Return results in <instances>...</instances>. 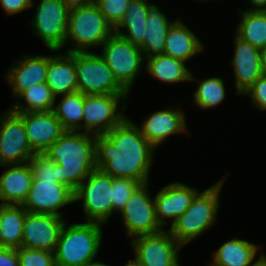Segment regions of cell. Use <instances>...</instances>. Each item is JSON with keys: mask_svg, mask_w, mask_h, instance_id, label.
<instances>
[{"mask_svg": "<svg viewBox=\"0 0 266 266\" xmlns=\"http://www.w3.org/2000/svg\"><path fill=\"white\" fill-rule=\"evenodd\" d=\"M155 149L126 117L105 135L95 136V166L112 177L146 183Z\"/></svg>", "mask_w": 266, "mask_h": 266, "instance_id": "obj_1", "label": "cell"}, {"mask_svg": "<svg viewBox=\"0 0 266 266\" xmlns=\"http://www.w3.org/2000/svg\"><path fill=\"white\" fill-rule=\"evenodd\" d=\"M44 154L58 164L59 183L75 192L96 169L95 135L65 131Z\"/></svg>", "mask_w": 266, "mask_h": 266, "instance_id": "obj_2", "label": "cell"}, {"mask_svg": "<svg viewBox=\"0 0 266 266\" xmlns=\"http://www.w3.org/2000/svg\"><path fill=\"white\" fill-rule=\"evenodd\" d=\"M102 224L86 222L63 224L54 252L56 266H88L99 252Z\"/></svg>", "mask_w": 266, "mask_h": 266, "instance_id": "obj_3", "label": "cell"}, {"mask_svg": "<svg viewBox=\"0 0 266 266\" xmlns=\"http://www.w3.org/2000/svg\"><path fill=\"white\" fill-rule=\"evenodd\" d=\"M223 179L203 192H198L190 207L170 225L171 235L182 246L200 237L218 221L216 216L220 206L219 195L225 181V178Z\"/></svg>", "mask_w": 266, "mask_h": 266, "instance_id": "obj_4", "label": "cell"}, {"mask_svg": "<svg viewBox=\"0 0 266 266\" xmlns=\"http://www.w3.org/2000/svg\"><path fill=\"white\" fill-rule=\"evenodd\" d=\"M113 33V27L95 3L71 8L65 44L71 41L74 47L67 52H89L88 49L101 46Z\"/></svg>", "mask_w": 266, "mask_h": 266, "instance_id": "obj_5", "label": "cell"}, {"mask_svg": "<svg viewBox=\"0 0 266 266\" xmlns=\"http://www.w3.org/2000/svg\"><path fill=\"white\" fill-rule=\"evenodd\" d=\"M78 91L84 95H128L118 83L105 60L96 53L75 52Z\"/></svg>", "mask_w": 266, "mask_h": 266, "instance_id": "obj_6", "label": "cell"}, {"mask_svg": "<svg viewBox=\"0 0 266 266\" xmlns=\"http://www.w3.org/2000/svg\"><path fill=\"white\" fill-rule=\"evenodd\" d=\"M101 47L102 54L99 55L105 60L118 83L129 93L145 61L140 47L115 33Z\"/></svg>", "mask_w": 266, "mask_h": 266, "instance_id": "obj_7", "label": "cell"}, {"mask_svg": "<svg viewBox=\"0 0 266 266\" xmlns=\"http://www.w3.org/2000/svg\"><path fill=\"white\" fill-rule=\"evenodd\" d=\"M112 181V176L96 168L75 190L74 202L83 200L87 222L108 223L113 214Z\"/></svg>", "mask_w": 266, "mask_h": 266, "instance_id": "obj_8", "label": "cell"}, {"mask_svg": "<svg viewBox=\"0 0 266 266\" xmlns=\"http://www.w3.org/2000/svg\"><path fill=\"white\" fill-rule=\"evenodd\" d=\"M128 95H84L82 132L92 135H105L125 118L126 102L120 110L119 103ZM84 129V131H83Z\"/></svg>", "mask_w": 266, "mask_h": 266, "instance_id": "obj_9", "label": "cell"}, {"mask_svg": "<svg viewBox=\"0 0 266 266\" xmlns=\"http://www.w3.org/2000/svg\"><path fill=\"white\" fill-rule=\"evenodd\" d=\"M69 8L62 0L40 2L30 25L50 51H59L65 46Z\"/></svg>", "mask_w": 266, "mask_h": 266, "instance_id": "obj_10", "label": "cell"}, {"mask_svg": "<svg viewBox=\"0 0 266 266\" xmlns=\"http://www.w3.org/2000/svg\"><path fill=\"white\" fill-rule=\"evenodd\" d=\"M149 182L140 184L122 209L121 219L130 238L155 234L163 230L155 215L154 198L149 195Z\"/></svg>", "mask_w": 266, "mask_h": 266, "instance_id": "obj_11", "label": "cell"}, {"mask_svg": "<svg viewBox=\"0 0 266 266\" xmlns=\"http://www.w3.org/2000/svg\"><path fill=\"white\" fill-rule=\"evenodd\" d=\"M0 119V166L27 163L36 153L29 145L23 119L10 109Z\"/></svg>", "mask_w": 266, "mask_h": 266, "instance_id": "obj_12", "label": "cell"}, {"mask_svg": "<svg viewBox=\"0 0 266 266\" xmlns=\"http://www.w3.org/2000/svg\"><path fill=\"white\" fill-rule=\"evenodd\" d=\"M131 240L134 255L144 266H179V250L183 247L163 229L155 234L139 235Z\"/></svg>", "mask_w": 266, "mask_h": 266, "instance_id": "obj_13", "label": "cell"}, {"mask_svg": "<svg viewBox=\"0 0 266 266\" xmlns=\"http://www.w3.org/2000/svg\"><path fill=\"white\" fill-rule=\"evenodd\" d=\"M74 202V192L57 180L33 181L22 206L29 213L52 214L64 218L62 207Z\"/></svg>", "mask_w": 266, "mask_h": 266, "instance_id": "obj_14", "label": "cell"}, {"mask_svg": "<svg viewBox=\"0 0 266 266\" xmlns=\"http://www.w3.org/2000/svg\"><path fill=\"white\" fill-rule=\"evenodd\" d=\"M65 221L52 214L26 213L21 247L55 252Z\"/></svg>", "mask_w": 266, "mask_h": 266, "instance_id": "obj_15", "label": "cell"}, {"mask_svg": "<svg viewBox=\"0 0 266 266\" xmlns=\"http://www.w3.org/2000/svg\"><path fill=\"white\" fill-rule=\"evenodd\" d=\"M17 114L24 121L29 145L36 154L44 153L65 132L53 111Z\"/></svg>", "mask_w": 266, "mask_h": 266, "instance_id": "obj_16", "label": "cell"}, {"mask_svg": "<svg viewBox=\"0 0 266 266\" xmlns=\"http://www.w3.org/2000/svg\"><path fill=\"white\" fill-rule=\"evenodd\" d=\"M199 191L181 182H174L163 187L154 197L157 222L164 229L167 219L171 225L190 207Z\"/></svg>", "mask_w": 266, "mask_h": 266, "instance_id": "obj_17", "label": "cell"}, {"mask_svg": "<svg viewBox=\"0 0 266 266\" xmlns=\"http://www.w3.org/2000/svg\"><path fill=\"white\" fill-rule=\"evenodd\" d=\"M181 110L168 106L165 110L152 113L144 119L142 127H138L141 134L156 148L170 135L188 132L185 112Z\"/></svg>", "mask_w": 266, "mask_h": 266, "instance_id": "obj_18", "label": "cell"}, {"mask_svg": "<svg viewBox=\"0 0 266 266\" xmlns=\"http://www.w3.org/2000/svg\"><path fill=\"white\" fill-rule=\"evenodd\" d=\"M234 56L231 61L234 68L235 88L237 94H243L262 74L260 63V49L234 37Z\"/></svg>", "mask_w": 266, "mask_h": 266, "instance_id": "obj_19", "label": "cell"}, {"mask_svg": "<svg viewBox=\"0 0 266 266\" xmlns=\"http://www.w3.org/2000/svg\"><path fill=\"white\" fill-rule=\"evenodd\" d=\"M48 55H23L6 73L12 95L16 97L24 90L46 80Z\"/></svg>", "mask_w": 266, "mask_h": 266, "instance_id": "obj_20", "label": "cell"}, {"mask_svg": "<svg viewBox=\"0 0 266 266\" xmlns=\"http://www.w3.org/2000/svg\"><path fill=\"white\" fill-rule=\"evenodd\" d=\"M7 169L0 176L1 205H22L33 182L27 163L3 165Z\"/></svg>", "mask_w": 266, "mask_h": 266, "instance_id": "obj_21", "label": "cell"}, {"mask_svg": "<svg viewBox=\"0 0 266 266\" xmlns=\"http://www.w3.org/2000/svg\"><path fill=\"white\" fill-rule=\"evenodd\" d=\"M67 54L49 55L46 74V84L56 96L66 95L78 91L75 70V52Z\"/></svg>", "mask_w": 266, "mask_h": 266, "instance_id": "obj_22", "label": "cell"}, {"mask_svg": "<svg viewBox=\"0 0 266 266\" xmlns=\"http://www.w3.org/2000/svg\"><path fill=\"white\" fill-rule=\"evenodd\" d=\"M202 41L180 19L169 28L165 38L164 54L186 62L194 55L203 52Z\"/></svg>", "mask_w": 266, "mask_h": 266, "instance_id": "obj_23", "label": "cell"}, {"mask_svg": "<svg viewBox=\"0 0 266 266\" xmlns=\"http://www.w3.org/2000/svg\"><path fill=\"white\" fill-rule=\"evenodd\" d=\"M174 22L167 20L158 5H149L143 43L139 46L144 58L164 54L165 38Z\"/></svg>", "mask_w": 266, "mask_h": 266, "instance_id": "obj_24", "label": "cell"}, {"mask_svg": "<svg viewBox=\"0 0 266 266\" xmlns=\"http://www.w3.org/2000/svg\"><path fill=\"white\" fill-rule=\"evenodd\" d=\"M257 245L247 241L233 238L227 240L214 253L212 264L216 266H254L265 254H262L254 263Z\"/></svg>", "mask_w": 266, "mask_h": 266, "instance_id": "obj_25", "label": "cell"}, {"mask_svg": "<svg viewBox=\"0 0 266 266\" xmlns=\"http://www.w3.org/2000/svg\"><path fill=\"white\" fill-rule=\"evenodd\" d=\"M149 5L150 3L147 0H131L122 20L114 28V33L133 45L140 46L145 34V22L148 17ZM121 28H126L128 32L121 31Z\"/></svg>", "mask_w": 266, "mask_h": 266, "instance_id": "obj_26", "label": "cell"}, {"mask_svg": "<svg viewBox=\"0 0 266 266\" xmlns=\"http://www.w3.org/2000/svg\"><path fill=\"white\" fill-rule=\"evenodd\" d=\"M26 213L22 205L0 204V247H21Z\"/></svg>", "mask_w": 266, "mask_h": 266, "instance_id": "obj_27", "label": "cell"}, {"mask_svg": "<svg viewBox=\"0 0 266 266\" xmlns=\"http://www.w3.org/2000/svg\"><path fill=\"white\" fill-rule=\"evenodd\" d=\"M236 35L252 46L266 48V6H253L247 11H240Z\"/></svg>", "mask_w": 266, "mask_h": 266, "instance_id": "obj_28", "label": "cell"}, {"mask_svg": "<svg viewBox=\"0 0 266 266\" xmlns=\"http://www.w3.org/2000/svg\"><path fill=\"white\" fill-rule=\"evenodd\" d=\"M146 71L164 83H177L190 81L191 71L185 66V62L165 54L145 58Z\"/></svg>", "mask_w": 266, "mask_h": 266, "instance_id": "obj_29", "label": "cell"}, {"mask_svg": "<svg viewBox=\"0 0 266 266\" xmlns=\"http://www.w3.org/2000/svg\"><path fill=\"white\" fill-rule=\"evenodd\" d=\"M16 98L20 99L12 104L10 110L15 113L47 112L52 111L56 103V96L51 88L44 83H38L22 91ZM23 99L26 103H18Z\"/></svg>", "mask_w": 266, "mask_h": 266, "instance_id": "obj_30", "label": "cell"}, {"mask_svg": "<svg viewBox=\"0 0 266 266\" xmlns=\"http://www.w3.org/2000/svg\"><path fill=\"white\" fill-rule=\"evenodd\" d=\"M61 96L60 102L54 105L52 111L60 120L63 129L65 131L82 130L80 121H83L84 94L76 91Z\"/></svg>", "mask_w": 266, "mask_h": 266, "instance_id": "obj_31", "label": "cell"}, {"mask_svg": "<svg viewBox=\"0 0 266 266\" xmlns=\"http://www.w3.org/2000/svg\"><path fill=\"white\" fill-rule=\"evenodd\" d=\"M192 75L190 81L198 83V88L193 94L195 106L197 105L201 109H208L220 105L226 94L223 79L210 77L200 81Z\"/></svg>", "mask_w": 266, "mask_h": 266, "instance_id": "obj_32", "label": "cell"}, {"mask_svg": "<svg viewBox=\"0 0 266 266\" xmlns=\"http://www.w3.org/2000/svg\"><path fill=\"white\" fill-rule=\"evenodd\" d=\"M28 164L32 171L33 181L57 180L59 183L58 164L44 153L34 154Z\"/></svg>", "mask_w": 266, "mask_h": 266, "instance_id": "obj_33", "label": "cell"}, {"mask_svg": "<svg viewBox=\"0 0 266 266\" xmlns=\"http://www.w3.org/2000/svg\"><path fill=\"white\" fill-rule=\"evenodd\" d=\"M136 180L113 177L112 181V204L113 212H121L127 204L133 191L140 185Z\"/></svg>", "mask_w": 266, "mask_h": 266, "instance_id": "obj_34", "label": "cell"}, {"mask_svg": "<svg viewBox=\"0 0 266 266\" xmlns=\"http://www.w3.org/2000/svg\"><path fill=\"white\" fill-rule=\"evenodd\" d=\"M20 266H56L54 252L26 247L18 248Z\"/></svg>", "mask_w": 266, "mask_h": 266, "instance_id": "obj_35", "label": "cell"}, {"mask_svg": "<svg viewBox=\"0 0 266 266\" xmlns=\"http://www.w3.org/2000/svg\"><path fill=\"white\" fill-rule=\"evenodd\" d=\"M131 0H95L100 12L113 29L120 23Z\"/></svg>", "mask_w": 266, "mask_h": 266, "instance_id": "obj_36", "label": "cell"}, {"mask_svg": "<svg viewBox=\"0 0 266 266\" xmlns=\"http://www.w3.org/2000/svg\"><path fill=\"white\" fill-rule=\"evenodd\" d=\"M242 95L250 96L253 106L261 111L266 110V76L262 75Z\"/></svg>", "mask_w": 266, "mask_h": 266, "instance_id": "obj_37", "label": "cell"}, {"mask_svg": "<svg viewBox=\"0 0 266 266\" xmlns=\"http://www.w3.org/2000/svg\"><path fill=\"white\" fill-rule=\"evenodd\" d=\"M0 4L8 15L18 14L35 5L33 0H0Z\"/></svg>", "mask_w": 266, "mask_h": 266, "instance_id": "obj_38", "label": "cell"}, {"mask_svg": "<svg viewBox=\"0 0 266 266\" xmlns=\"http://www.w3.org/2000/svg\"><path fill=\"white\" fill-rule=\"evenodd\" d=\"M0 266H20L18 248L0 247Z\"/></svg>", "mask_w": 266, "mask_h": 266, "instance_id": "obj_39", "label": "cell"}, {"mask_svg": "<svg viewBox=\"0 0 266 266\" xmlns=\"http://www.w3.org/2000/svg\"><path fill=\"white\" fill-rule=\"evenodd\" d=\"M71 9L75 7L87 6L95 3V0H62Z\"/></svg>", "mask_w": 266, "mask_h": 266, "instance_id": "obj_40", "label": "cell"}, {"mask_svg": "<svg viewBox=\"0 0 266 266\" xmlns=\"http://www.w3.org/2000/svg\"><path fill=\"white\" fill-rule=\"evenodd\" d=\"M260 63L262 74L266 76V48L260 49Z\"/></svg>", "mask_w": 266, "mask_h": 266, "instance_id": "obj_41", "label": "cell"}, {"mask_svg": "<svg viewBox=\"0 0 266 266\" xmlns=\"http://www.w3.org/2000/svg\"><path fill=\"white\" fill-rule=\"evenodd\" d=\"M124 266H144V264L135 256L133 260H129Z\"/></svg>", "mask_w": 266, "mask_h": 266, "instance_id": "obj_42", "label": "cell"}, {"mask_svg": "<svg viewBox=\"0 0 266 266\" xmlns=\"http://www.w3.org/2000/svg\"><path fill=\"white\" fill-rule=\"evenodd\" d=\"M253 6H266V0H249Z\"/></svg>", "mask_w": 266, "mask_h": 266, "instance_id": "obj_43", "label": "cell"}, {"mask_svg": "<svg viewBox=\"0 0 266 266\" xmlns=\"http://www.w3.org/2000/svg\"><path fill=\"white\" fill-rule=\"evenodd\" d=\"M254 266H266V256L264 255Z\"/></svg>", "mask_w": 266, "mask_h": 266, "instance_id": "obj_44", "label": "cell"}, {"mask_svg": "<svg viewBox=\"0 0 266 266\" xmlns=\"http://www.w3.org/2000/svg\"><path fill=\"white\" fill-rule=\"evenodd\" d=\"M88 266H109L107 264H104L100 261L94 260L93 262H91Z\"/></svg>", "mask_w": 266, "mask_h": 266, "instance_id": "obj_45", "label": "cell"}, {"mask_svg": "<svg viewBox=\"0 0 266 266\" xmlns=\"http://www.w3.org/2000/svg\"><path fill=\"white\" fill-rule=\"evenodd\" d=\"M53 1H57V0H41L40 2H53Z\"/></svg>", "mask_w": 266, "mask_h": 266, "instance_id": "obj_46", "label": "cell"}]
</instances>
